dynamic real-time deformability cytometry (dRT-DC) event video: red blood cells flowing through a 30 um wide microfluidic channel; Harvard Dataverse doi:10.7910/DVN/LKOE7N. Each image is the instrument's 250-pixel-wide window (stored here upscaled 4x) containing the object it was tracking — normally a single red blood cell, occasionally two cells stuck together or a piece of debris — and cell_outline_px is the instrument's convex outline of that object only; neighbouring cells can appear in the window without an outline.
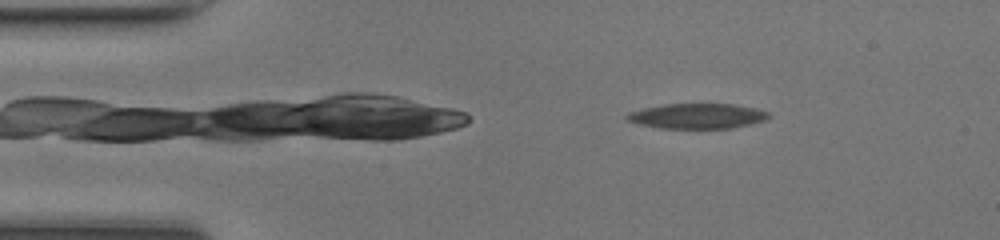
{"species": "common noctule bat (a hibernating species)", "species_latin": "Nyctalus noctula", "temperature_condition": "room temperature", "stored_images_in_passage": 49, "camera_frame_rate_fps": 3000, "um_per_image_px": 0.085, "animal": {"sex": "female", "body_mass_g": 17.0, "forearm_length_mm": 48.0}, "frame": {"image": 1, "passage_image": 8, "time_ms": 2.333, "image_size_px": [1000, 240], "cell_outline_px": [[772, 116], [764, 120], [752, 124], [732, 128], [660, 128], [640, 124], [628, 120], [624, 116], [628, 112], [660, 104], [736, 104], [756, 108], [768, 112]], "centroid_in_image_um": [59.29, 9.86], "position_along_channel_um": 25.7, "area_um2": 20.87}}
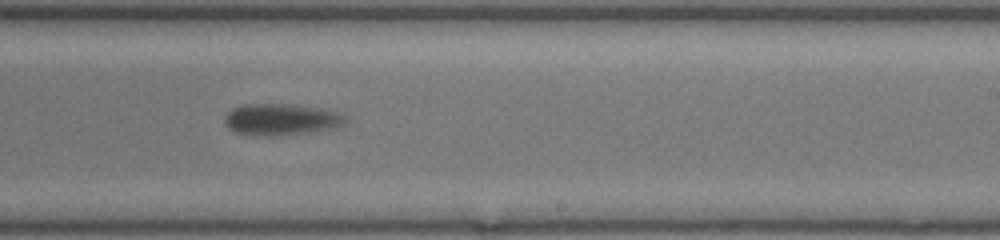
{"frame": {"image": 2, "passage_image": 30, "time_ms": 9.667, "image_size_px": [1000, 240], "cell_outline_px": [[348, 120], [344, 124], [332, 128], [276, 136], [268, 136], [236, 132], [228, 128], [224, 124], [224, 116], [232, 108], [240, 104], [292, 104], [340, 112], [348, 116]], "centroid_in_image_um": [23.88, 10.13], "position_along_channel_um": 265.1, "area_um2": 22.14}}
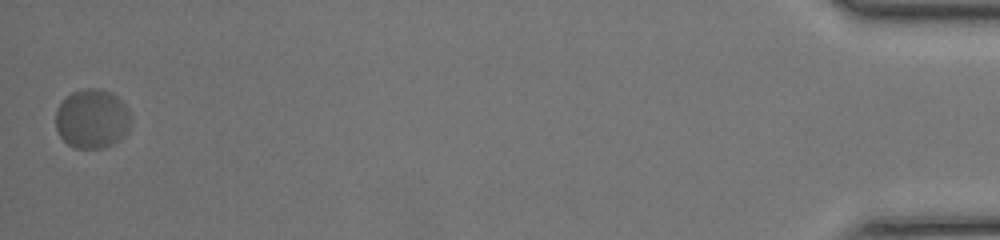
{"frame": {"image": 3, "passage_image": 49, "time_ms": 16.0, "image_size_px": [1000, 240], "cell_outline_px": [[128, 132], [120, 140], [104, 148], [76, 148], [68, 144], [60, 136], [56, 128], [56, 108], [72, 92], [84, 88], [100, 88], [112, 92], [128, 108]], "centroid_in_image_um": [7.82, 10.09], "position_along_channel_um": 427.4, "area_um2": 25.89}, "authors_computed_cell_mechanics": {"area_um2": 23.0622, "velocity_mm_per_s": 4.1704, "shape_relaxation_time_tau1_ms": 3.083, "shape_relaxation_time_tau2_ms": 1.1229, "deformation_change_tau1": 0.0954, "deformation_change_tau2": 0.0603}}